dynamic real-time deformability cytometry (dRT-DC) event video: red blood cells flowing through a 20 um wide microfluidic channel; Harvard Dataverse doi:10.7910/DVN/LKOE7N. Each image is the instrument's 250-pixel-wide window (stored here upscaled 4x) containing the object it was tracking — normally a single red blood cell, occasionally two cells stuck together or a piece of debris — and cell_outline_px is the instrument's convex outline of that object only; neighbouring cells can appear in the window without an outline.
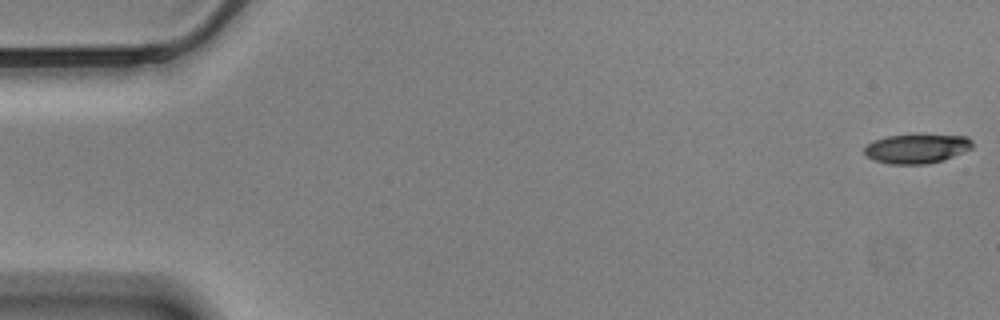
{"species": "Egyptian fruit bat (a non-hibernating species)", "species_latin": "Rousettus aegyptiacus", "temperature_condition": "cold", "stored_images_in_passage": 16, "camera_frame_rate_fps": 3000, "um_per_image_px": 0.085, "animal": {"sex": "male"}, "frame": {"image": 1, "passage_image": 1, "time_ms": 0.0, "image_size_px": [1000, 320], "cell_outline_px": [[972, 148], [944, 160], [928, 164], [888, 164], [872, 160], [864, 152], [864, 148], [868, 144], [876, 140], [888, 136], [916, 132], [968, 136], [972, 140]], "centroid_in_image_um": [77.96, 12.59], "position_along_channel_um": 7.0, "area_um2": 19.19}}
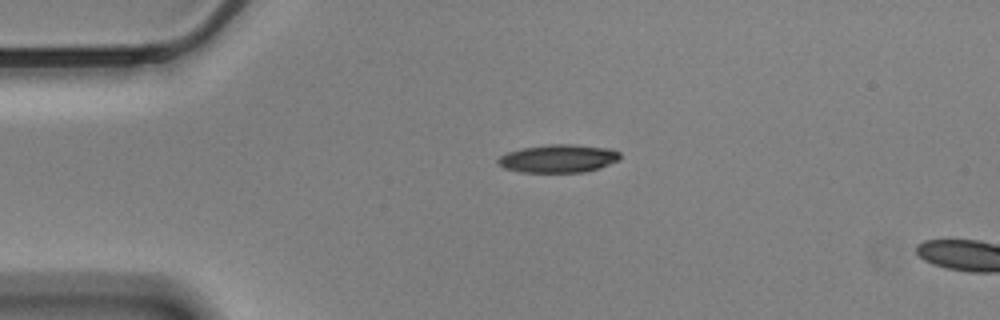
{"frame": {"image": 2, "passage_image": 13, "time_ms": 4.0, "image_size_px": [1000, 320], "cell_outline_px": [[620, 160], [600, 168], [584, 172], [520, 172], [504, 168], [496, 160], [500, 156], [508, 152], [520, 148], [548, 144], [576, 144], [608, 148], [620, 152]], "centroid_in_image_um": [47.48, 13.47], "position_along_channel_um": 37.5, "area_um2": 20.11}}